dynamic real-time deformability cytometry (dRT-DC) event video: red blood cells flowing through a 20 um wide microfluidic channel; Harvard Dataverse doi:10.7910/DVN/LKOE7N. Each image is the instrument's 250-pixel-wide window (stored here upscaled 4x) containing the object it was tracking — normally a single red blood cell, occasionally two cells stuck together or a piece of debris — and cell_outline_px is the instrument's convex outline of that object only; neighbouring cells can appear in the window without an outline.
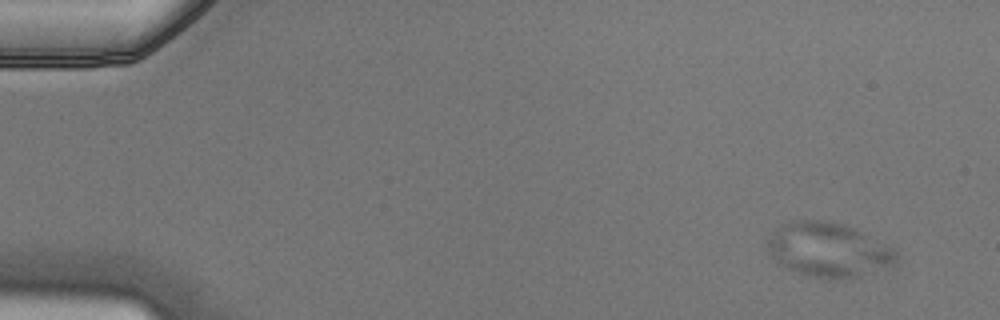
{"species": "Egyptian fruit bat (a non-hibernating species)", "species_latin": "Rousettus aegyptiacus", "temperature_condition": "cold", "stored_images_in_passage": 4, "camera_frame_rate_fps": 3000, "um_per_image_px": 0.085, "animal": {"sex": "male"}, "frame": {"image": 1, "passage_image": 1, "time_ms": 0.0, "image_size_px": [1000, 320], "cell_outline_px": [[896, 260], [892, 264], [856, 276], [816, 276], [796, 272], [784, 268], [776, 260], [764, 244], [764, 236], [780, 224], [788, 220], [820, 220], [840, 224], [852, 228], [892, 248], [896, 252]], "centroid_in_image_um": [70.25, 21.17], "position_along_channel_um": 14.8, "area_um2": 39.71}}